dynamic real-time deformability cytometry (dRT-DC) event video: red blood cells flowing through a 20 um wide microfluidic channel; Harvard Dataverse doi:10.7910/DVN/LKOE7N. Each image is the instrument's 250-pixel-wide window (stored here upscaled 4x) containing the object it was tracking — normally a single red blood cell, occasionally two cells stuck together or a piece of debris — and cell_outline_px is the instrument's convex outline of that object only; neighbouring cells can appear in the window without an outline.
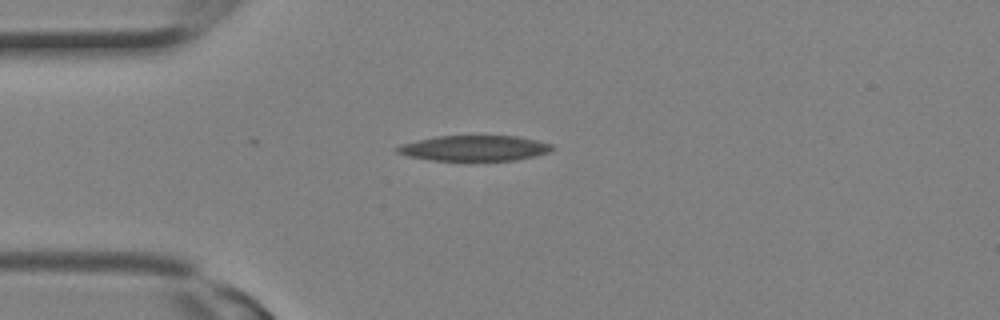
{"species": "Egyptian fruit bat (a non-hibernating species)", "species_latin": "Rousettus aegyptiacus", "temperature_condition": "room temperature", "stored_images_in_passage": 6, "camera_frame_rate_fps": 3000, "um_per_image_px": 0.085, "animal": {"sex": "female"}, "frame": {"image": 1, "passage_image": 1, "time_ms": 0.0, "image_size_px": [1000, 320], "cell_outline_px": [[556, 148], [548, 152], [536, 156], [516, 160], [432, 160], [408, 156], [396, 152], [392, 148], [400, 144], [436, 136], [516, 136], [536, 140], [552, 144]], "centroid_in_image_um": [40.31, 12.59], "position_along_channel_um": 44.7, "area_um2": 23.0}}
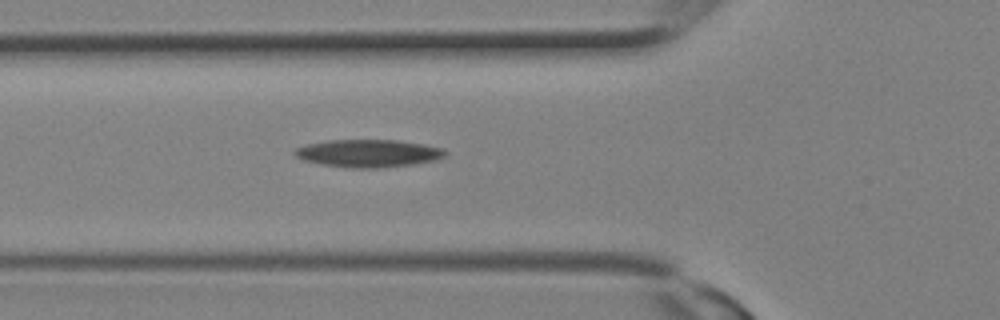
{"frame": {"image": 2, "passage_image": 4, "time_ms": 1.0, "image_size_px": [1000, 320], "cell_outline_px": [[448, 156], [436, 160], [412, 164], [380, 168], [356, 168], [324, 164], [304, 160], [296, 156], [292, 152], [296, 148], [304, 144], [328, 140], [396, 140], [424, 144], [444, 148], [448, 152]], "centroid_in_image_um": [31.35, 13.02], "position_along_channel_um": 94.4, "area_um2": 24.33}}
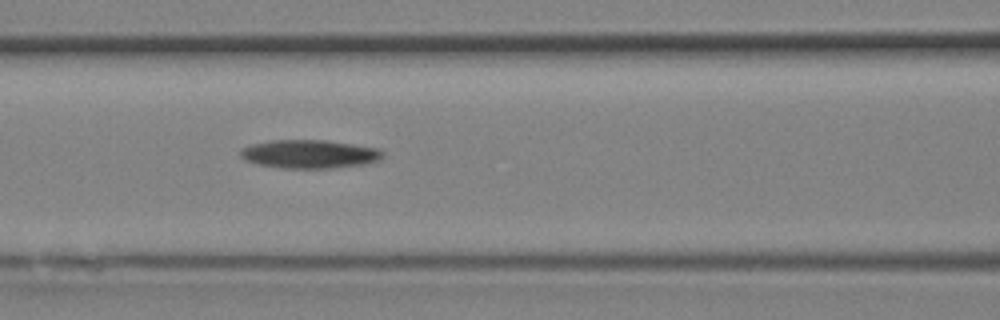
{"frame": {"image": 3, "passage_image": 6, "time_ms": 1.667, "image_size_px": [1000, 320], "cell_outline_px": [[384, 156], [380, 160], [364, 164], [332, 168], [284, 168], [256, 164], [244, 160], [240, 156], [240, 152], [244, 148], [252, 144], [268, 140], [324, 140], [380, 148], [384, 152]], "centroid_in_image_um": [26.32, 13.09], "position_along_channel_um": 140.3, "area_um2": 23.7}}